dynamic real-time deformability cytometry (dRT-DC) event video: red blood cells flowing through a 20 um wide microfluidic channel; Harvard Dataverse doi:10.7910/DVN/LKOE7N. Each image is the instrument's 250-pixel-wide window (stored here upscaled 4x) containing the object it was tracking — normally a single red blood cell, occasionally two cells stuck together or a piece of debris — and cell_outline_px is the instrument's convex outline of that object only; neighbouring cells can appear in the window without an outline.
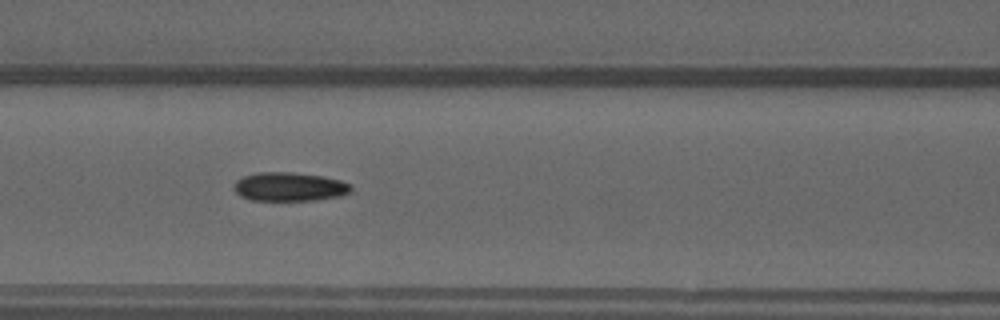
{"species": "common noctule bat (a hibernating species)", "species_latin": "Nyctalus noctula", "temperature_condition": "warm", "stored_images_in_passage": 43, "camera_frame_rate_fps": 3000, "um_per_image_px": 0.085, "animal": {"sex": "male", "forearm_length_mm": 52.5}, "frame": {"image": 1, "passage_image": 14, "time_ms": 4.333, "image_size_px": [1000, 320], "cell_outline_px": [[352, 192], [340, 196], [316, 200], [252, 200], [240, 196], [232, 188], [232, 184], [236, 180], [244, 176], [256, 172], [292, 172], [324, 176], [340, 180], [348, 184], [352, 188]], "centroid_in_image_um": [24.58, 15.87], "position_along_channel_um": 142.0, "area_um2": 19.83}}
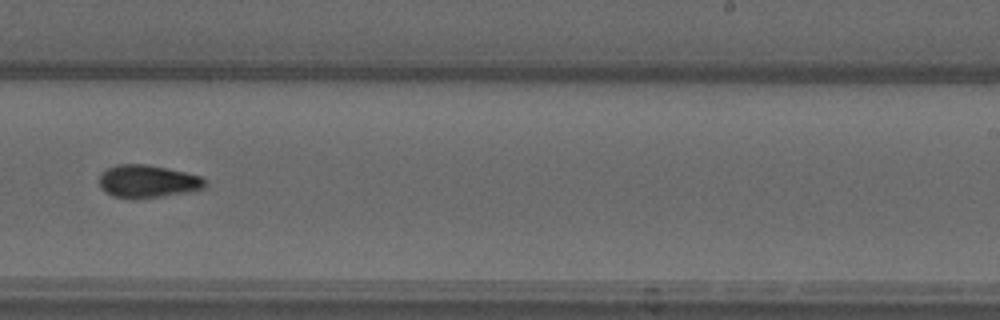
{"frame": {"image": 2, "passage_image": 24, "time_ms": 7.667, "image_size_px": [1000, 320], "cell_outline_px": [[208, 184], [204, 188], [164, 196], [132, 200], [128, 200], [112, 196], [100, 188], [100, 176], [108, 168], [116, 164], [144, 164], [184, 172], [200, 176]], "centroid_in_image_um": [12.51, 15.44], "position_along_channel_um": 276.5, "area_um2": 20.17}}
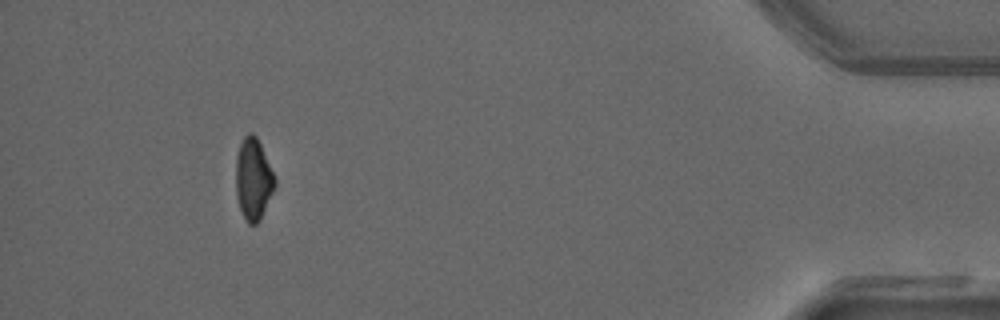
{"frame": {"image": 3, "passage_image": 39, "time_ms": 12.667, "image_size_px": [1000, 320], "cell_outline_px": [[276, 184], [260, 220], [256, 224], [248, 224], [240, 208], [236, 196], [236, 156], [240, 144], [244, 136], [248, 132], [252, 132], [256, 136], [276, 176]], "centroid_in_image_um": [21.53, 15.2], "position_along_channel_um": 413.7, "area_um2": 18.55}, "authors_computed_cell_mechanics": {"area_um2": 19.4786, "velocity_mm_per_s": 4.0544, "shape_relaxation_time_tau1_ms": null, "shape_relaxation_time_tau2_ms": 2.9901, "deformation_change_tau1": null, "deformation_change_tau2": 0.086}}